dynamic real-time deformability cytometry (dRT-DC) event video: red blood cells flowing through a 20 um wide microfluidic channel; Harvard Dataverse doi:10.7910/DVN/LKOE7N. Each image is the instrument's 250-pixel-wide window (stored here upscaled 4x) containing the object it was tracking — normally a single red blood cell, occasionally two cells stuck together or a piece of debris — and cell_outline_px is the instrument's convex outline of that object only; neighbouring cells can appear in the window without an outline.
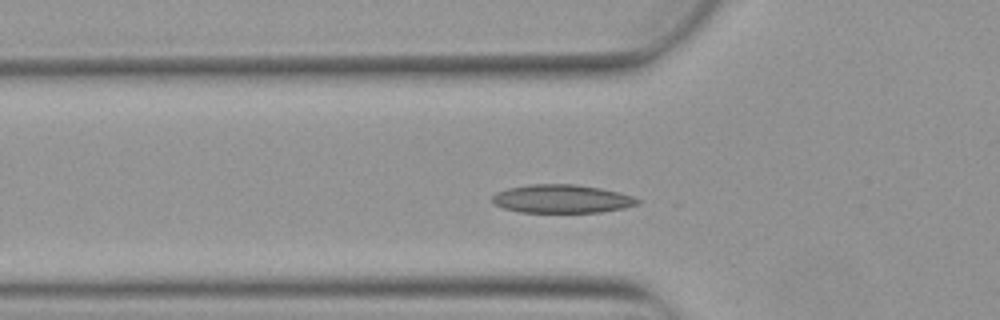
{"species": "Egyptian fruit bat (a non-hibernating species)", "species_latin": "Rousettus aegyptiacus", "temperature_condition": "warm", "stored_images_in_passage": 3, "camera_frame_rate_fps": 3000, "um_per_image_px": 0.085, "animal": {"sex": "female"}, "frame": {"image": 1, "passage_image": 3, "time_ms": 0.667, "image_size_px": [1000, 320], "cell_outline_px": [[640, 204], [624, 208], [600, 212], [520, 212], [504, 208], [492, 204], [492, 196], [496, 192], [508, 188], [528, 184], [576, 184], [600, 188], [620, 192], [632, 196], [640, 200]], "centroid_in_image_um": [47.75, 16.9], "position_along_channel_um": 78.1, "area_um2": 24.16}}